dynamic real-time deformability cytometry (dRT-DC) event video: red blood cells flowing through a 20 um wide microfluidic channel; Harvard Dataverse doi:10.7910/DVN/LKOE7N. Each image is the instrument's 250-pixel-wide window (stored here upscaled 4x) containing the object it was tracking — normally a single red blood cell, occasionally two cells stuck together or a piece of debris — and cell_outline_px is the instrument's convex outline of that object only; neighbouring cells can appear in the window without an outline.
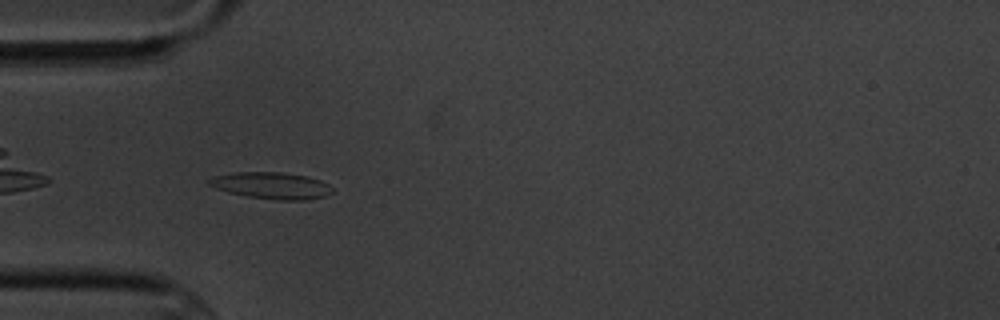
{"species": "common noctule bat (a hibernating species)", "species_latin": "Nyctalus noctula", "temperature_condition": "cold", "stored_images_in_passage": 8, "camera_frame_rate_fps": 3000, "um_per_image_px": 0.085, "animal": {"sex": "male", "body_mass_g": 20.1, "forearm_length_mm": 53.5}, "frame": {"image": 1, "passage_image": 5, "time_ms": 5.667, "image_size_px": [1000, 320], "cell_outline_px": [[332, 192], [324, 196], [304, 200], [280, 200], [248, 196], [228, 192], [216, 188], [208, 184], [208, 180], [216, 176], [236, 172], [280, 172], [308, 176], [320, 180], [328, 184], [332, 188]], "centroid_in_image_um": [23.1, 15.77], "position_along_channel_um": 61.9, "area_um2": 18.9}}
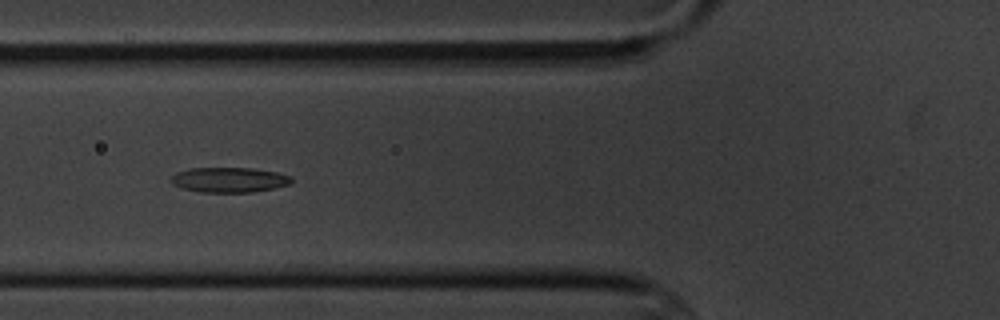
{"frame": {"image": 2, "passage_image": 6, "time_ms": 7.0, "image_size_px": [1000, 320], "cell_outline_px": [[292, 180], [288, 184], [272, 188], [252, 192], [200, 192], [184, 188], [172, 184], [168, 180], [176, 172], [192, 168], [252, 168], [276, 172], [288, 176]], "centroid_in_image_um": [19.41, 15.28], "position_along_channel_um": 106.4, "area_um2": 17.34}}
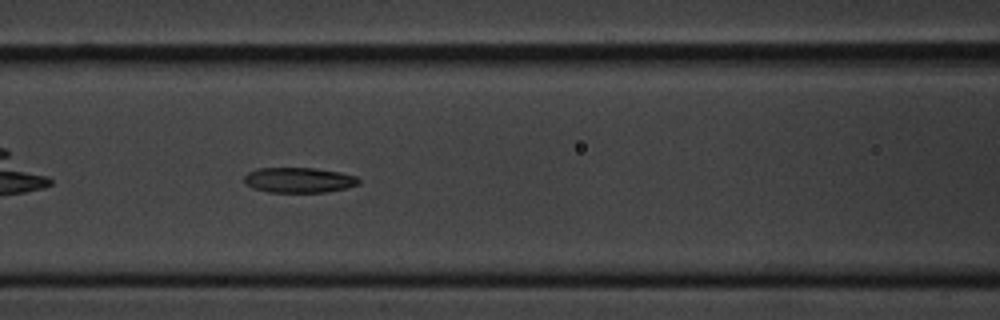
{"frame": {"image": 3, "passage_image": 7, "time_ms": 8.0, "image_size_px": [1000, 320], "cell_outline_px": [[360, 184], [328, 192], [268, 192], [252, 188], [244, 184], [244, 176], [248, 172], [256, 168], [312, 168], [340, 172], [356, 176], [360, 180]], "centroid_in_image_um": [25.37, 15.31], "position_along_channel_um": 141.2, "area_um2": 16.94}}